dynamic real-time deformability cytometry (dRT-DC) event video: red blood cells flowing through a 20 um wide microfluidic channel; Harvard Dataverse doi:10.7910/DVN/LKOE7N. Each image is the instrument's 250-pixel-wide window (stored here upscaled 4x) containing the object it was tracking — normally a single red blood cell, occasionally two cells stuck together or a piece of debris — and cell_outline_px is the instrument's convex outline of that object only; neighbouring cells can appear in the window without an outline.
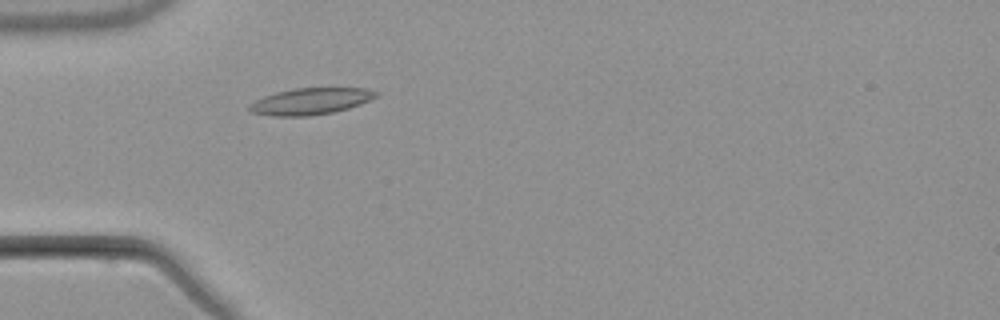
{"species": "common noctule bat (a hibernating species)", "species_latin": "Nyctalus noctula", "temperature_condition": "warm", "stored_images_in_passage": 3, "camera_frame_rate_fps": 3000, "um_per_image_px": 0.085, "animal": {"sex": "male", "body_mass_g": 21.5, "forearm_length_mm": 52.0}, "frame": {"image": 1, "passage_image": 3, "time_ms": 3.333, "image_size_px": [1000, 320], "cell_outline_px": [[380, 92], [376, 96], [360, 104], [348, 108], [332, 112], [308, 116], [272, 116], [252, 112], [248, 108], [248, 104], [264, 96], [276, 92], [292, 88], [364, 88]], "centroid_in_image_um": [26.37, 8.6], "position_along_channel_um": 58.6, "area_um2": 19.48}}